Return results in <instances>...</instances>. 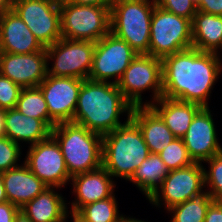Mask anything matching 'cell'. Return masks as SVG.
<instances>
[{"label":"cell","instance_id":"6da1fadb","mask_svg":"<svg viewBox=\"0 0 222 222\" xmlns=\"http://www.w3.org/2000/svg\"><path fill=\"white\" fill-rule=\"evenodd\" d=\"M216 53L191 47L162 59V96L208 107V97L221 72Z\"/></svg>","mask_w":222,"mask_h":222},{"label":"cell","instance_id":"7a4b0ae2","mask_svg":"<svg viewBox=\"0 0 222 222\" xmlns=\"http://www.w3.org/2000/svg\"><path fill=\"white\" fill-rule=\"evenodd\" d=\"M132 109L117 84L84 79L72 123L104 136L123 125L119 116H131Z\"/></svg>","mask_w":222,"mask_h":222},{"label":"cell","instance_id":"3957f363","mask_svg":"<svg viewBox=\"0 0 222 222\" xmlns=\"http://www.w3.org/2000/svg\"><path fill=\"white\" fill-rule=\"evenodd\" d=\"M150 154L140 128L130 116L123 125L102 136V166L112 177L129 180Z\"/></svg>","mask_w":222,"mask_h":222},{"label":"cell","instance_id":"277c9868","mask_svg":"<svg viewBox=\"0 0 222 222\" xmlns=\"http://www.w3.org/2000/svg\"><path fill=\"white\" fill-rule=\"evenodd\" d=\"M51 136L59 144L69 175L102 166V136L86 127L67 122L56 124Z\"/></svg>","mask_w":222,"mask_h":222},{"label":"cell","instance_id":"5b68a950","mask_svg":"<svg viewBox=\"0 0 222 222\" xmlns=\"http://www.w3.org/2000/svg\"><path fill=\"white\" fill-rule=\"evenodd\" d=\"M156 0H113L110 32L138 54L149 55L150 28Z\"/></svg>","mask_w":222,"mask_h":222},{"label":"cell","instance_id":"8992f818","mask_svg":"<svg viewBox=\"0 0 222 222\" xmlns=\"http://www.w3.org/2000/svg\"><path fill=\"white\" fill-rule=\"evenodd\" d=\"M191 47V20L155 5L151 18L149 55L163 59Z\"/></svg>","mask_w":222,"mask_h":222},{"label":"cell","instance_id":"52a82bcc","mask_svg":"<svg viewBox=\"0 0 222 222\" xmlns=\"http://www.w3.org/2000/svg\"><path fill=\"white\" fill-rule=\"evenodd\" d=\"M110 7L60 5L62 38L97 42L110 32Z\"/></svg>","mask_w":222,"mask_h":222},{"label":"cell","instance_id":"ba28073f","mask_svg":"<svg viewBox=\"0 0 222 222\" xmlns=\"http://www.w3.org/2000/svg\"><path fill=\"white\" fill-rule=\"evenodd\" d=\"M125 99L133 106H149L163 93L162 59L148 54H138L117 83ZM153 89V102H142V92ZM144 90V91H143Z\"/></svg>","mask_w":222,"mask_h":222},{"label":"cell","instance_id":"9c48e42d","mask_svg":"<svg viewBox=\"0 0 222 222\" xmlns=\"http://www.w3.org/2000/svg\"><path fill=\"white\" fill-rule=\"evenodd\" d=\"M95 42L61 38L46 47L47 75L88 79L92 67ZM49 60H53L49 68Z\"/></svg>","mask_w":222,"mask_h":222},{"label":"cell","instance_id":"30bf717a","mask_svg":"<svg viewBox=\"0 0 222 222\" xmlns=\"http://www.w3.org/2000/svg\"><path fill=\"white\" fill-rule=\"evenodd\" d=\"M12 10L44 48L62 38L59 5L46 0H13Z\"/></svg>","mask_w":222,"mask_h":222},{"label":"cell","instance_id":"8fae6325","mask_svg":"<svg viewBox=\"0 0 222 222\" xmlns=\"http://www.w3.org/2000/svg\"><path fill=\"white\" fill-rule=\"evenodd\" d=\"M137 55L138 53L127 42L109 32L95 42L92 67L88 79L108 82V79H115L116 77L112 82L117 84Z\"/></svg>","mask_w":222,"mask_h":222},{"label":"cell","instance_id":"7c38bea8","mask_svg":"<svg viewBox=\"0 0 222 222\" xmlns=\"http://www.w3.org/2000/svg\"><path fill=\"white\" fill-rule=\"evenodd\" d=\"M205 169L201 163L194 162L189 166L171 170L162 181L161 186L148 200L158 207L161 206V202H164L162 204L168 210L172 206L205 193L203 191Z\"/></svg>","mask_w":222,"mask_h":222},{"label":"cell","instance_id":"4fadbf2b","mask_svg":"<svg viewBox=\"0 0 222 222\" xmlns=\"http://www.w3.org/2000/svg\"><path fill=\"white\" fill-rule=\"evenodd\" d=\"M27 152L23 164L47 186L56 190L70 181L60 146L52 136L31 145Z\"/></svg>","mask_w":222,"mask_h":222},{"label":"cell","instance_id":"5bb4252c","mask_svg":"<svg viewBox=\"0 0 222 222\" xmlns=\"http://www.w3.org/2000/svg\"><path fill=\"white\" fill-rule=\"evenodd\" d=\"M84 80L47 75L39 88L48 106L49 117L56 123L72 122Z\"/></svg>","mask_w":222,"mask_h":222},{"label":"cell","instance_id":"9a60e30c","mask_svg":"<svg viewBox=\"0 0 222 222\" xmlns=\"http://www.w3.org/2000/svg\"><path fill=\"white\" fill-rule=\"evenodd\" d=\"M0 74L22 88L39 86L47 76L46 48L30 54L0 52Z\"/></svg>","mask_w":222,"mask_h":222},{"label":"cell","instance_id":"2e32d148","mask_svg":"<svg viewBox=\"0 0 222 222\" xmlns=\"http://www.w3.org/2000/svg\"><path fill=\"white\" fill-rule=\"evenodd\" d=\"M182 139L194 162L204 163L222 152L209 106L196 113Z\"/></svg>","mask_w":222,"mask_h":222},{"label":"cell","instance_id":"e0dca14e","mask_svg":"<svg viewBox=\"0 0 222 222\" xmlns=\"http://www.w3.org/2000/svg\"><path fill=\"white\" fill-rule=\"evenodd\" d=\"M111 177L103 166L72 176L73 193L77 199L72 202L70 213L76 214L86 204L112 197L115 184Z\"/></svg>","mask_w":222,"mask_h":222},{"label":"cell","instance_id":"ac0fdd59","mask_svg":"<svg viewBox=\"0 0 222 222\" xmlns=\"http://www.w3.org/2000/svg\"><path fill=\"white\" fill-rule=\"evenodd\" d=\"M44 47L13 10L0 17V52L30 54Z\"/></svg>","mask_w":222,"mask_h":222},{"label":"cell","instance_id":"d6986e66","mask_svg":"<svg viewBox=\"0 0 222 222\" xmlns=\"http://www.w3.org/2000/svg\"><path fill=\"white\" fill-rule=\"evenodd\" d=\"M1 176L7 201L19 208L49 187L34 175L25 164L1 172Z\"/></svg>","mask_w":222,"mask_h":222},{"label":"cell","instance_id":"ffe728a7","mask_svg":"<svg viewBox=\"0 0 222 222\" xmlns=\"http://www.w3.org/2000/svg\"><path fill=\"white\" fill-rule=\"evenodd\" d=\"M51 131L44 120L27 117L16 108L5 110L4 136L17 144L25 141L34 145L48 139Z\"/></svg>","mask_w":222,"mask_h":222},{"label":"cell","instance_id":"44dd1931","mask_svg":"<svg viewBox=\"0 0 222 222\" xmlns=\"http://www.w3.org/2000/svg\"><path fill=\"white\" fill-rule=\"evenodd\" d=\"M130 118L140 128L151 154H158L177 138L150 106L133 107Z\"/></svg>","mask_w":222,"mask_h":222},{"label":"cell","instance_id":"7402d4cb","mask_svg":"<svg viewBox=\"0 0 222 222\" xmlns=\"http://www.w3.org/2000/svg\"><path fill=\"white\" fill-rule=\"evenodd\" d=\"M149 106L177 138H182L186 134L194 116L202 108L197 103L183 102L163 96Z\"/></svg>","mask_w":222,"mask_h":222},{"label":"cell","instance_id":"603a6c76","mask_svg":"<svg viewBox=\"0 0 222 222\" xmlns=\"http://www.w3.org/2000/svg\"><path fill=\"white\" fill-rule=\"evenodd\" d=\"M66 204L61 194L48 187L20 209L32 222H63L68 217Z\"/></svg>","mask_w":222,"mask_h":222},{"label":"cell","instance_id":"cb8c5ba5","mask_svg":"<svg viewBox=\"0 0 222 222\" xmlns=\"http://www.w3.org/2000/svg\"><path fill=\"white\" fill-rule=\"evenodd\" d=\"M191 25L192 47L219 54L218 49L222 46V16L197 11Z\"/></svg>","mask_w":222,"mask_h":222},{"label":"cell","instance_id":"d4e9b609","mask_svg":"<svg viewBox=\"0 0 222 222\" xmlns=\"http://www.w3.org/2000/svg\"><path fill=\"white\" fill-rule=\"evenodd\" d=\"M169 172L158 154H150L128 181L135 184L149 199L161 186Z\"/></svg>","mask_w":222,"mask_h":222},{"label":"cell","instance_id":"484cf974","mask_svg":"<svg viewBox=\"0 0 222 222\" xmlns=\"http://www.w3.org/2000/svg\"><path fill=\"white\" fill-rule=\"evenodd\" d=\"M15 108L27 117L44 120L51 128L56 125L49 117L48 106L38 86L23 88Z\"/></svg>","mask_w":222,"mask_h":222},{"label":"cell","instance_id":"4316f807","mask_svg":"<svg viewBox=\"0 0 222 222\" xmlns=\"http://www.w3.org/2000/svg\"><path fill=\"white\" fill-rule=\"evenodd\" d=\"M213 198L205 193L168 209L173 213L171 222H204L206 212Z\"/></svg>","mask_w":222,"mask_h":222},{"label":"cell","instance_id":"83f0119b","mask_svg":"<svg viewBox=\"0 0 222 222\" xmlns=\"http://www.w3.org/2000/svg\"><path fill=\"white\" fill-rule=\"evenodd\" d=\"M115 195L83 206L76 215L84 222H119Z\"/></svg>","mask_w":222,"mask_h":222},{"label":"cell","instance_id":"f1b7e54d","mask_svg":"<svg viewBox=\"0 0 222 222\" xmlns=\"http://www.w3.org/2000/svg\"><path fill=\"white\" fill-rule=\"evenodd\" d=\"M158 155L166 164L169 171L180 169L194 163L189 156L182 138H175L166 148L159 152Z\"/></svg>","mask_w":222,"mask_h":222},{"label":"cell","instance_id":"f546056e","mask_svg":"<svg viewBox=\"0 0 222 222\" xmlns=\"http://www.w3.org/2000/svg\"><path fill=\"white\" fill-rule=\"evenodd\" d=\"M210 165L209 171L204 170L205 187L210 186L211 190L206 191L213 201L222 203V152L205 160Z\"/></svg>","mask_w":222,"mask_h":222},{"label":"cell","instance_id":"4dcf8cb0","mask_svg":"<svg viewBox=\"0 0 222 222\" xmlns=\"http://www.w3.org/2000/svg\"><path fill=\"white\" fill-rule=\"evenodd\" d=\"M20 145L6 136L0 137V173L19 166Z\"/></svg>","mask_w":222,"mask_h":222},{"label":"cell","instance_id":"1f68e13d","mask_svg":"<svg viewBox=\"0 0 222 222\" xmlns=\"http://www.w3.org/2000/svg\"><path fill=\"white\" fill-rule=\"evenodd\" d=\"M22 89L8 77L0 74V109L15 108Z\"/></svg>","mask_w":222,"mask_h":222},{"label":"cell","instance_id":"d6a6232c","mask_svg":"<svg viewBox=\"0 0 222 222\" xmlns=\"http://www.w3.org/2000/svg\"><path fill=\"white\" fill-rule=\"evenodd\" d=\"M156 5L178 16L192 21L197 13V4L194 0H156Z\"/></svg>","mask_w":222,"mask_h":222},{"label":"cell","instance_id":"836d02e7","mask_svg":"<svg viewBox=\"0 0 222 222\" xmlns=\"http://www.w3.org/2000/svg\"><path fill=\"white\" fill-rule=\"evenodd\" d=\"M197 10L205 13L222 16V0H201Z\"/></svg>","mask_w":222,"mask_h":222},{"label":"cell","instance_id":"e575fe53","mask_svg":"<svg viewBox=\"0 0 222 222\" xmlns=\"http://www.w3.org/2000/svg\"><path fill=\"white\" fill-rule=\"evenodd\" d=\"M20 208L9 201L0 204V222H13Z\"/></svg>","mask_w":222,"mask_h":222},{"label":"cell","instance_id":"d590c367","mask_svg":"<svg viewBox=\"0 0 222 222\" xmlns=\"http://www.w3.org/2000/svg\"><path fill=\"white\" fill-rule=\"evenodd\" d=\"M204 222H222V203L213 201L210 204Z\"/></svg>","mask_w":222,"mask_h":222},{"label":"cell","instance_id":"8d00e7d4","mask_svg":"<svg viewBox=\"0 0 222 222\" xmlns=\"http://www.w3.org/2000/svg\"><path fill=\"white\" fill-rule=\"evenodd\" d=\"M66 2L80 5L111 6L113 0H66Z\"/></svg>","mask_w":222,"mask_h":222},{"label":"cell","instance_id":"74e56055","mask_svg":"<svg viewBox=\"0 0 222 222\" xmlns=\"http://www.w3.org/2000/svg\"><path fill=\"white\" fill-rule=\"evenodd\" d=\"M12 1L13 0H0V17L4 13L12 10Z\"/></svg>","mask_w":222,"mask_h":222},{"label":"cell","instance_id":"f35d334b","mask_svg":"<svg viewBox=\"0 0 222 222\" xmlns=\"http://www.w3.org/2000/svg\"><path fill=\"white\" fill-rule=\"evenodd\" d=\"M13 222H32L27 215L23 212V210L19 209L15 215Z\"/></svg>","mask_w":222,"mask_h":222},{"label":"cell","instance_id":"ab89813d","mask_svg":"<svg viewBox=\"0 0 222 222\" xmlns=\"http://www.w3.org/2000/svg\"><path fill=\"white\" fill-rule=\"evenodd\" d=\"M7 201L3 179L0 173V204Z\"/></svg>","mask_w":222,"mask_h":222},{"label":"cell","instance_id":"60d3db41","mask_svg":"<svg viewBox=\"0 0 222 222\" xmlns=\"http://www.w3.org/2000/svg\"><path fill=\"white\" fill-rule=\"evenodd\" d=\"M5 110L0 109V137L4 136Z\"/></svg>","mask_w":222,"mask_h":222},{"label":"cell","instance_id":"b9f144b4","mask_svg":"<svg viewBox=\"0 0 222 222\" xmlns=\"http://www.w3.org/2000/svg\"><path fill=\"white\" fill-rule=\"evenodd\" d=\"M119 222H145L143 220H138V219H135V218H126L124 217L123 215H121V218H120V221Z\"/></svg>","mask_w":222,"mask_h":222},{"label":"cell","instance_id":"7bdbcfd3","mask_svg":"<svg viewBox=\"0 0 222 222\" xmlns=\"http://www.w3.org/2000/svg\"><path fill=\"white\" fill-rule=\"evenodd\" d=\"M46 1L52 2V3L57 4L59 6L66 2V0H46Z\"/></svg>","mask_w":222,"mask_h":222},{"label":"cell","instance_id":"ee69618b","mask_svg":"<svg viewBox=\"0 0 222 222\" xmlns=\"http://www.w3.org/2000/svg\"><path fill=\"white\" fill-rule=\"evenodd\" d=\"M70 215L72 217L73 222H84L76 214L70 213Z\"/></svg>","mask_w":222,"mask_h":222},{"label":"cell","instance_id":"f6af8a7d","mask_svg":"<svg viewBox=\"0 0 222 222\" xmlns=\"http://www.w3.org/2000/svg\"><path fill=\"white\" fill-rule=\"evenodd\" d=\"M200 1H201V0H194V2H195L196 4H198Z\"/></svg>","mask_w":222,"mask_h":222}]
</instances>
